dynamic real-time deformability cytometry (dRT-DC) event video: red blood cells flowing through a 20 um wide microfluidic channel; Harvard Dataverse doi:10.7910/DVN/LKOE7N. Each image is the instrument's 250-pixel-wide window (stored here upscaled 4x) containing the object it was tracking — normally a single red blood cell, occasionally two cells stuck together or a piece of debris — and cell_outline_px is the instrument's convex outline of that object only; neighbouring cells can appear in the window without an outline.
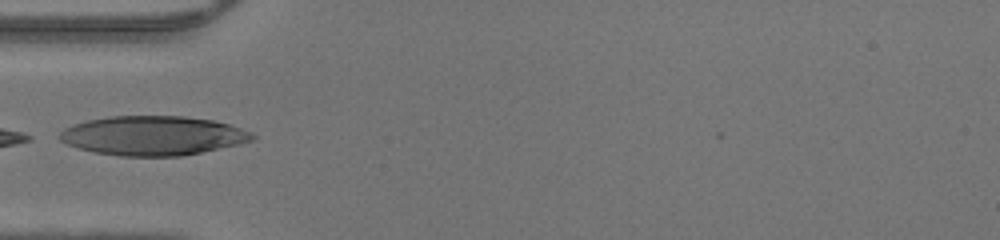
{"species": "human", "species_latin": "Homo sapiens", "temperature_condition": "warm", "stored_images_in_passage": 20, "camera_frame_rate_fps": 3000, "um_per_image_px": 0.085, "donor": {"sex": "male"}, "frame": {"image": 1, "passage_image": 1, "time_ms": 0.0, "image_size_px": [1000, 240], "cell_outline_px": [[256, 140], [240, 144], [180, 156], [120, 156], [92, 152], [76, 148], [60, 140], [56, 136], [64, 128], [72, 124], [88, 120], [108, 116], [184, 116], [212, 120], [228, 124], [252, 132], [256, 136]], "centroid_in_image_um": [12.97, 11.53], "position_along_channel_um": 72.0, "area_um2": 44.39}}